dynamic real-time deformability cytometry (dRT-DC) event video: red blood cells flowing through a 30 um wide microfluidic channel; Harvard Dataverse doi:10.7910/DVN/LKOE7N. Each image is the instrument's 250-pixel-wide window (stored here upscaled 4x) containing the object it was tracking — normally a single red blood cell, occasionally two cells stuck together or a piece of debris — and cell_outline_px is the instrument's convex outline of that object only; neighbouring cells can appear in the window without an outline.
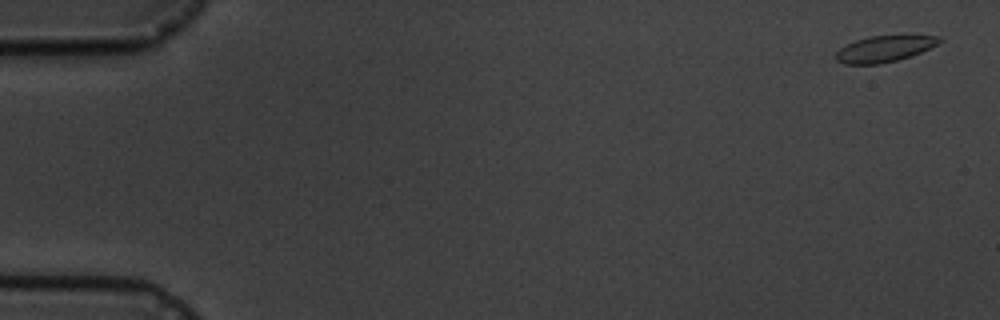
{"species": "common noctule bat (a hibernating species)", "species_latin": "Nyctalus noctula", "temperature_condition": "cold", "stored_images_in_passage": 8, "camera_frame_rate_fps": 3000, "um_per_image_px": 0.085, "animal": {"sex": "male", "body_mass_g": 19.5, "forearm_length_mm": 54.6}, "frame": {"image": 1, "passage_image": 1, "time_ms": 0.0, "image_size_px": [1000, 320], "cell_outline_px": [[944, 40], [912, 56], [880, 64], [844, 64], [836, 60], [836, 52], [840, 48], [856, 40], [868, 36], [940, 36]], "centroid_in_image_um": [75.15, 4.16], "position_along_channel_um": 9.9, "area_um2": 15.55}}
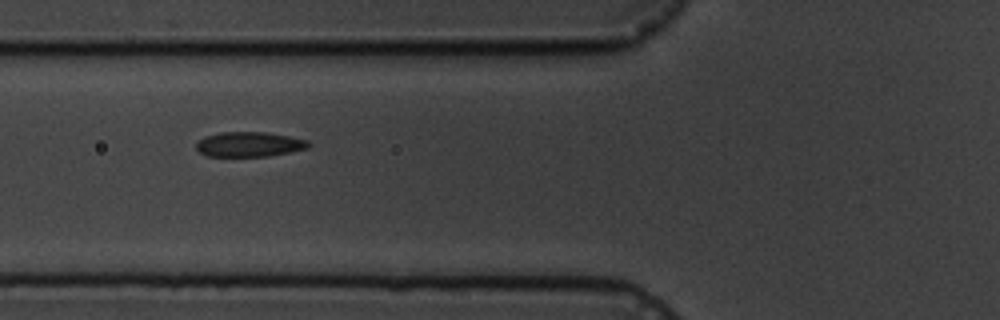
{"frame": {"image": 2, "passage_image": 7, "time_ms": 6.667, "image_size_px": [1000, 320], "cell_outline_px": [[312, 144], [308, 148], [268, 156], [208, 156], [200, 152], [196, 148], [196, 144], [204, 136], [220, 132], [268, 132], [308, 140]], "centroid_in_image_um": [21.2, 12.26], "position_along_channel_um": 104.6, "area_um2": 16.24}}
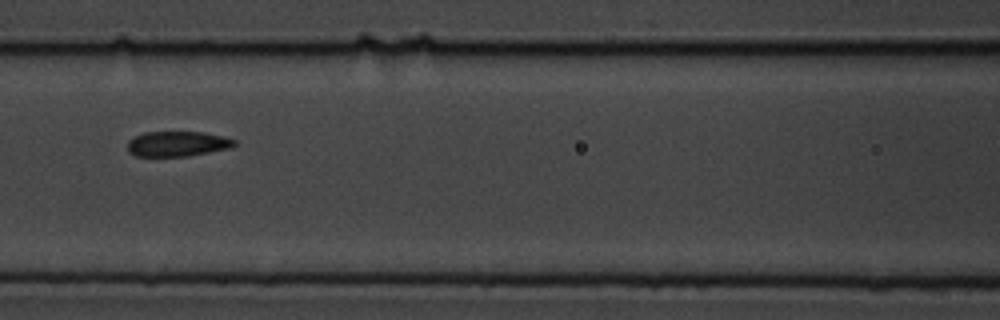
{"frame": {"image": 3, "passage_image": 8, "time_ms": 8.0, "image_size_px": [1000, 320], "cell_outline_px": [[236, 144], [232, 148], [188, 156], [136, 156], [128, 152], [128, 140], [144, 132], [204, 132], [224, 136], [236, 140]], "centroid_in_image_um": [15.11, 12.22], "position_along_channel_um": 151.5, "area_um2": 15.78}}